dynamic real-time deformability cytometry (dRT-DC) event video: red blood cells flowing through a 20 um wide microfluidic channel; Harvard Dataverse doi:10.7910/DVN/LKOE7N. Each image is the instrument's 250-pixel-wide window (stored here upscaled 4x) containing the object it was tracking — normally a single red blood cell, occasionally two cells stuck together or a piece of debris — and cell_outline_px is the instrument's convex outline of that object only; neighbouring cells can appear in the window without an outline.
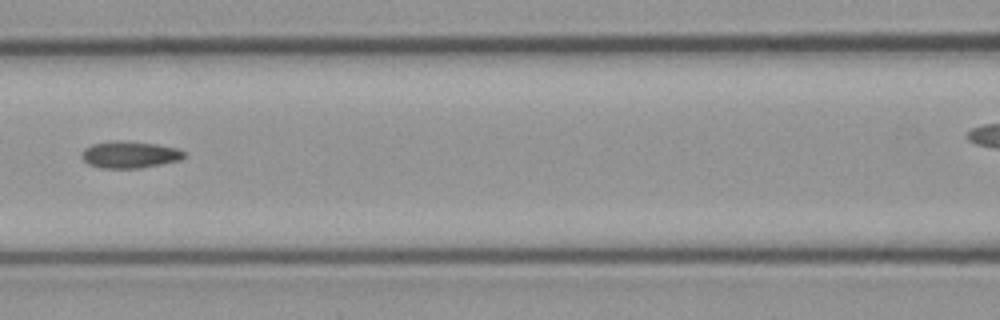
{"species": "common noctule bat (a hibernating species)", "species_latin": "Nyctalus noctula", "temperature_condition": "cold", "stored_images_in_passage": 7, "camera_frame_rate_fps": 3000, "um_per_image_px": 0.085, "animal": {"sex": "male", "body_mass_g": 23.1, "forearm_length_mm": 52.7}, "frame": {"image": 1, "passage_image": 6, "time_ms": 1.667, "image_size_px": [1000, 320], "cell_outline_px": [[184, 156], [180, 160], [140, 168], [100, 168], [88, 164], [80, 156], [80, 152], [84, 148], [92, 144], [116, 140], [156, 144], [176, 148], [184, 152]], "centroid_in_image_um": [10.96, 13.15], "position_along_channel_um": 155.6, "area_um2": 15.95}}